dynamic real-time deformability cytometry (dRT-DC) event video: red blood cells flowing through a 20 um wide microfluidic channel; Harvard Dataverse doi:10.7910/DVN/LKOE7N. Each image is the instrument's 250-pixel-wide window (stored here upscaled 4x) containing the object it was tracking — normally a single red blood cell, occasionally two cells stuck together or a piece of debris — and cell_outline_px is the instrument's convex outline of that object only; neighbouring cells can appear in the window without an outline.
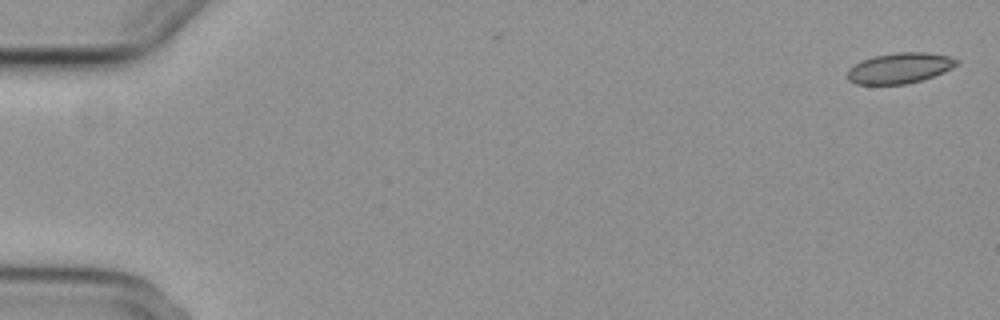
{"species": "common noctule bat (a hibernating species)", "species_latin": "Nyctalus noctula", "temperature_condition": "cold", "stored_images_in_passage": 5, "camera_frame_rate_fps": 3000, "um_per_image_px": 0.085, "animal": {"sex": "female", "body_mass_g": 29.2, "forearm_length_mm": 56.3}, "frame": {"image": 1, "passage_image": 1, "time_ms": 0.0, "image_size_px": [1000, 320], "cell_outline_px": [[960, 64], [944, 72], [920, 80], [904, 84], [856, 84], [848, 80], [848, 68], [860, 60], [872, 56], [896, 52], [924, 52], [948, 56], [960, 60]], "centroid_in_image_um": [76.47, 5.77], "position_along_channel_um": 8.5, "area_um2": 19.54}}